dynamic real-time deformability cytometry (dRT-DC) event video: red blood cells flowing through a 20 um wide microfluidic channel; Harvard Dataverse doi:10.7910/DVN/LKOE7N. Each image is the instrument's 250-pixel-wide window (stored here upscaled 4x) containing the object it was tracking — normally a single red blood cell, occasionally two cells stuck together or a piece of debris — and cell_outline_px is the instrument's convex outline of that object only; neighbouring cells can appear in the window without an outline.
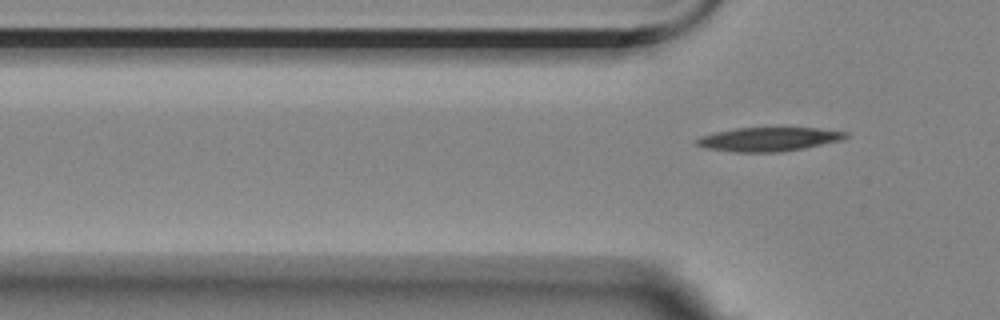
{"species": "Egyptian fruit bat (a non-hibernating species)", "species_latin": "Rousettus aegyptiacus", "temperature_condition": "room temperature", "stored_images_in_passage": 3, "camera_frame_rate_fps": 3000, "um_per_image_px": 0.085, "animal": {"sex": "female"}, "frame": {"image": 1, "passage_image": 3, "time_ms": 3.333, "image_size_px": [1000, 320], "cell_outline_px": [[848, 136], [840, 140], [804, 148], [780, 152], [732, 152], [704, 148], [696, 144], [692, 140], [700, 136], [716, 132], [736, 128], [784, 124], [848, 132]], "centroid_in_image_um": [65.31, 11.78], "position_along_channel_um": 60.5, "area_um2": 21.91}}